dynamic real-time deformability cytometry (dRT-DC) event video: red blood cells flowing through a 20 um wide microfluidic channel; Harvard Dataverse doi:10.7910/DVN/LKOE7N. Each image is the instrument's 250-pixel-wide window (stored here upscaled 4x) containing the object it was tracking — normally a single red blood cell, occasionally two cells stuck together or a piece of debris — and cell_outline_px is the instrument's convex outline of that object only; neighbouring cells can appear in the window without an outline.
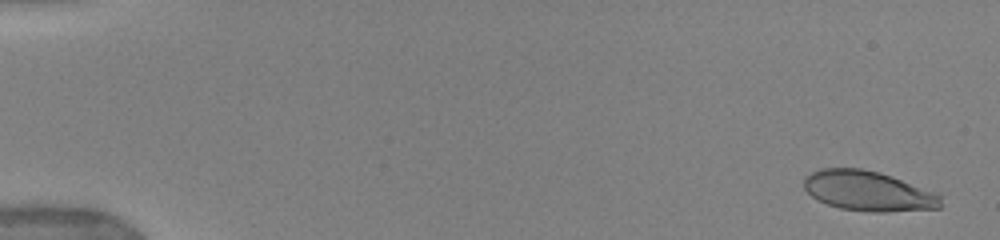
{"species": "human", "species_latin": "Homo sapiens", "temperature_condition": "warm", "stored_images_in_passage": 29, "camera_frame_rate_fps": 3000, "um_per_image_px": 0.085, "donor": {"sex": "female"}, "frame": {"image": 1, "passage_image": 2, "time_ms": 0.333, "image_size_px": [1000, 240], "cell_outline_px": [[940, 208], [884, 212], [872, 212], [840, 208], [828, 204], [812, 196], [804, 188], [804, 176], [820, 168], [860, 168], [880, 172], [892, 176], [932, 192], [940, 196]], "centroid_in_image_um": [73.75, 16.23], "position_along_channel_um": 11.3, "area_um2": 31.5}}
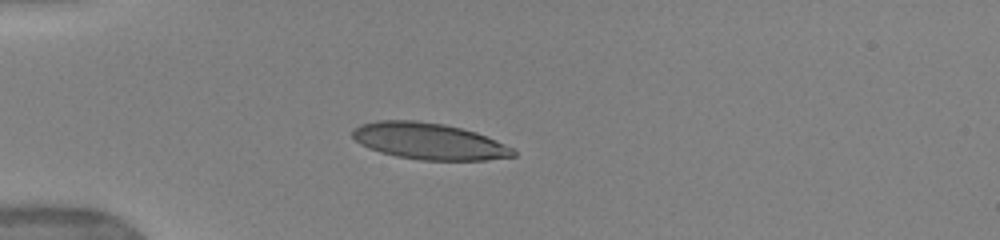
{"frame": {"image": 2, "passage_image": 12, "time_ms": 4.667, "image_size_px": [1000, 240], "cell_outline_px": [[516, 156], [488, 160], [420, 160], [396, 156], [380, 152], [368, 148], [360, 144], [352, 136], [352, 132], [360, 124], [380, 120], [416, 120], [444, 124], [476, 132], [504, 144], [512, 148], [516, 152]], "centroid_in_image_um": [36.45, 12.01], "position_along_channel_um": 48.5, "area_um2": 34.1}}